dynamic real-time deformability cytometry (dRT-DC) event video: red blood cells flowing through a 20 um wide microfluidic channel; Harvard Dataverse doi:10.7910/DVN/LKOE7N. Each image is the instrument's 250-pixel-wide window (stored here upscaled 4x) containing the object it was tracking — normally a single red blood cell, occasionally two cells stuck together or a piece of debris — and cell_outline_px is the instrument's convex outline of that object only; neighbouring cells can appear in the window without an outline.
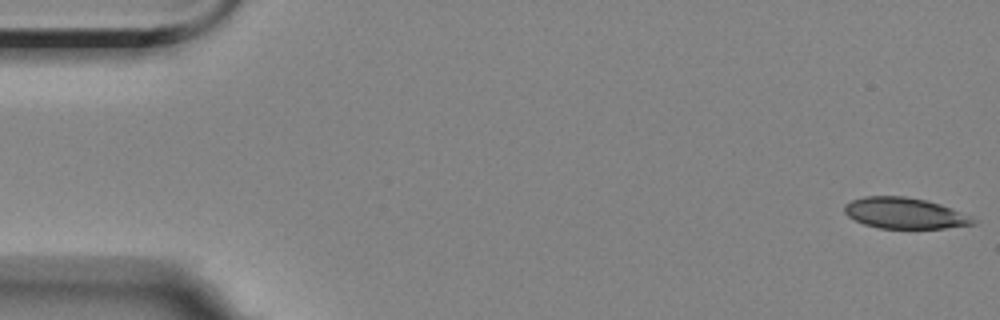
{"species": "Egyptian fruit bat (a non-hibernating species)", "species_latin": "Rousettus aegyptiacus", "temperature_condition": "room temperature", "stored_images_in_passage": 7, "camera_frame_rate_fps": 3000, "um_per_image_px": 0.085, "animal": {"sex": "female"}, "frame": {"image": 1, "passage_image": 1, "time_ms": 0.0, "image_size_px": [1000, 320], "cell_outline_px": [[976, 224], [944, 228], [880, 228], [864, 224], [848, 216], [844, 212], [844, 204], [852, 200], [864, 196], [904, 196], [924, 200], [940, 204], [972, 216], [976, 220]], "centroid_in_image_um": [76.9, 18.12], "position_along_channel_um": 8.1, "area_um2": 23.12}}
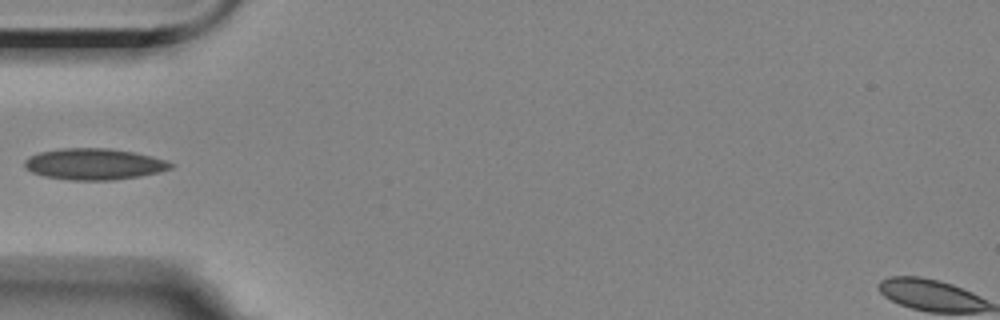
{"frame": {"image": 2, "passage_image": 5, "time_ms": 5.667, "image_size_px": [1000, 320], "cell_outline_px": [[176, 164], [172, 168], [160, 172], [140, 176], [112, 180], [68, 180], [44, 176], [32, 172], [24, 168], [24, 160], [28, 156], [40, 152], [64, 148], [108, 148], [132, 152], [152, 156], [168, 160]], "centroid_in_image_um": [8.01, 13.95], "position_along_channel_um": 77.0, "area_um2": 26.82}}
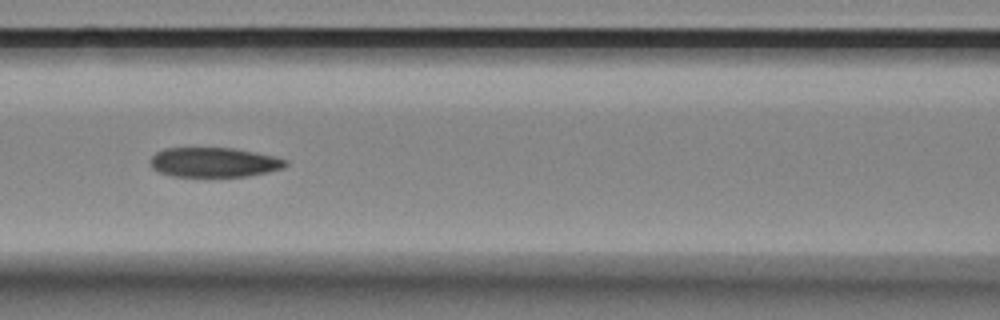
{"frame": {"image": 3, "passage_image": 7, "time_ms": 7.667, "image_size_px": [1000, 320], "cell_outline_px": [[288, 164], [284, 168], [268, 172], [248, 176], [172, 176], [160, 172], [152, 168], [152, 156], [156, 152], [164, 148], [232, 148], [272, 156], [288, 160]], "centroid_in_image_um": [18.21, 13.8], "position_along_channel_um": 148.4, "area_um2": 23.12}}